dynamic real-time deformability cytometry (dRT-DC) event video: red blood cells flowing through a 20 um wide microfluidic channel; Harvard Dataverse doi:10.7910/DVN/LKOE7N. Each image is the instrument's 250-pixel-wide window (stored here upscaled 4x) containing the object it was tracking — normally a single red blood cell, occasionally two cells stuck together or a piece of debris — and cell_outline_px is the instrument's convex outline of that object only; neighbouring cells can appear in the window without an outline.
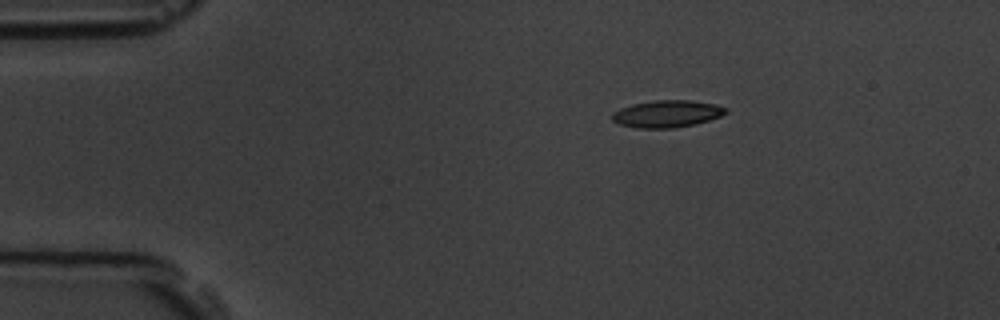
{"species": "common noctule bat (a hibernating species)", "species_latin": "Nyctalus noctula", "temperature_condition": "room temperature", "stored_images_in_passage": 2, "camera_frame_rate_fps": 3000, "um_per_image_px": 0.085, "animal": {"sex": "male", "body_mass_g": 19.5, "forearm_length_mm": 54.6}, "frame": {"image": 1, "passage_image": 1, "time_ms": 0.0, "image_size_px": [1000, 320], "cell_outline_px": [[728, 112], [720, 116], [696, 124], [672, 128], [636, 128], [620, 124], [612, 120], [612, 112], [620, 108], [632, 104], [652, 100], [692, 100], [716, 104], [728, 108]], "centroid_in_image_um": [56.7, 9.66], "position_along_channel_um": 28.3, "area_um2": 18.09}}